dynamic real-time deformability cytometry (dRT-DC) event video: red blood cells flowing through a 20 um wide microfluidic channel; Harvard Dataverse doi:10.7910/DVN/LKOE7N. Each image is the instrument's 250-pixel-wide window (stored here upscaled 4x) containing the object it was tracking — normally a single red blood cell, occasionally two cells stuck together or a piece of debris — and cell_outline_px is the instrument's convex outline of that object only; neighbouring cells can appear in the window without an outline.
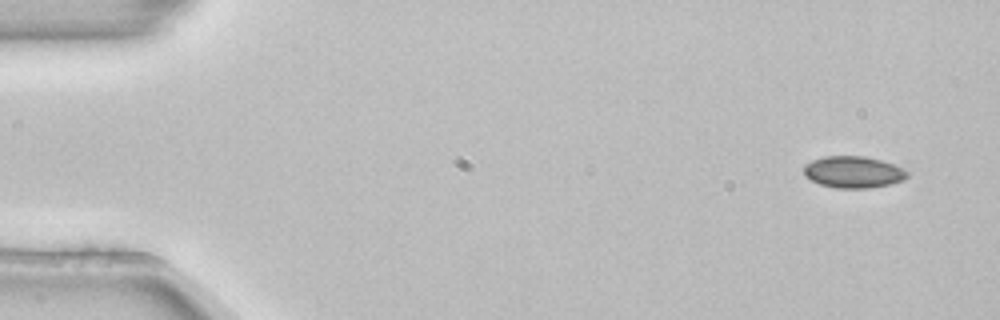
{"species": "common noctule bat (a hibernating species)", "species_latin": "Nyctalus noctula", "temperature_condition": "room temperature", "stored_images_in_passage": 4, "camera_frame_rate_fps": 3000, "um_per_image_px": 0.085, "animal": {"sex": "female", "body_mass_g": 22.7, "forearm_length_mm": 54.2}, "frame": {"image": 1, "passage_image": 1, "time_ms": 0.0, "image_size_px": [1000, 320], "cell_outline_px": [[908, 176], [904, 180], [888, 184], [868, 188], [836, 188], [820, 184], [804, 176], [804, 164], [812, 160], [824, 156], [864, 156], [880, 160], [892, 164], [908, 172]], "centroid_in_image_um": [72.49, 14.62], "position_along_channel_um": 12.5, "area_um2": 18.96}}